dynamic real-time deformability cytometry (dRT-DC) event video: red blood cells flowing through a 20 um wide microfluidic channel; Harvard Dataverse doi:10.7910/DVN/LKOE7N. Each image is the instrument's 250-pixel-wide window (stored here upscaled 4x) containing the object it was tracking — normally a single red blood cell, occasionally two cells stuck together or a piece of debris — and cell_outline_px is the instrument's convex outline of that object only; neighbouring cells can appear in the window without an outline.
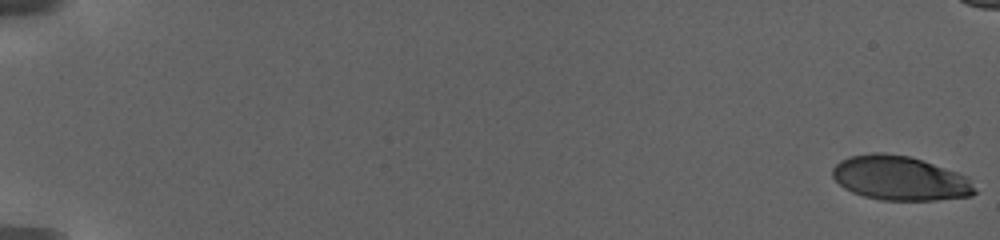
{"species": "human", "species_latin": "Homo sapiens", "temperature_condition": "warm", "stored_images_in_passage": 136, "camera_frame_rate_fps": 3000, "um_per_image_px": 0.085, "donor": {"sex": "female"}, "frame": {"image": 1, "passage_image": 1, "time_ms": 0.0, "image_size_px": [1000, 240], "cell_outline_px": [[976, 192], [972, 196], [936, 200], [880, 200], [864, 196], [852, 192], [844, 188], [832, 176], [832, 168], [840, 160], [852, 156], [872, 152], [884, 152], [908, 156], [968, 176]], "centroid_in_image_um": [76.48, 15.15], "position_along_channel_um": 8.5, "area_um2": 36.59}}
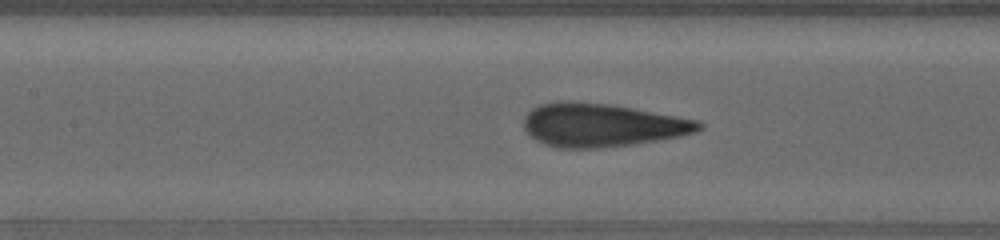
{"frame": {"image": 2, "passage_image": 73, "time_ms": 12.0, "image_size_px": [1000, 240], "cell_outline_px": [[704, 128], [696, 132], [680, 136], [632, 144], [596, 148], [556, 148], [544, 144], [536, 140], [524, 128], [524, 116], [532, 108], [540, 104], [556, 100], [568, 100], [612, 104], [700, 120], [704, 124]], "centroid_in_image_um": [51.16, 10.61], "position_along_channel_um": 156.2, "area_um2": 44.56}}
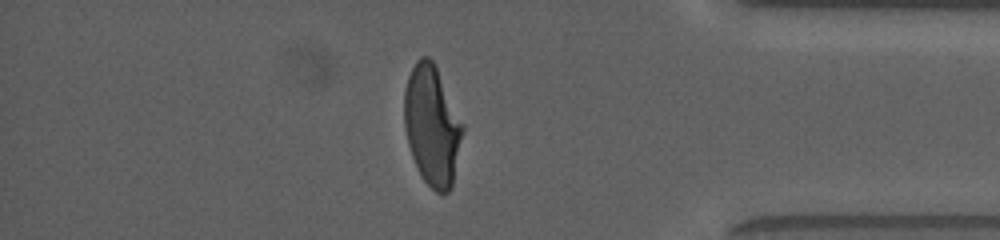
{"frame": {"image": 3, "passage_image": 131, "time_ms": 21.0, "image_size_px": [1000, 240], "cell_outline_px": [[464, 132], [452, 188], [448, 192], [436, 192], [424, 180], [412, 156], [408, 144], [404, 128], [404, 92], [408, 76], [416, 60], [420, 56], [428, 56], [432, 60], [464, 124]], "centroid_in_image_um": [36.73, 10.67], "position_along_channel_um": 398.5, "area_um2": 40.75}}